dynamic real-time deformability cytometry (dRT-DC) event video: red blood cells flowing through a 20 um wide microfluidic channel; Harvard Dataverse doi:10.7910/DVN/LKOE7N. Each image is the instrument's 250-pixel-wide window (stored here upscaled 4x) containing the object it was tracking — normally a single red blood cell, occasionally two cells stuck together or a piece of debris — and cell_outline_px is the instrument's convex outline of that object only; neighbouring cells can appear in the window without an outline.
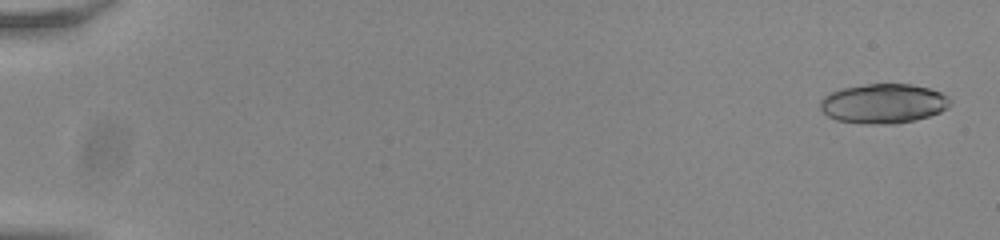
{"species": "common noctule bat (a hibernating species)", "species_latin": "Nyctalus noctula", "temperature_condition": "room temperature", "stored_images_in_passage": 23, "camera_frame_rate_fps": 3000, "um_per_image_px": 0.085, "animal": {"sex": "male", "body_mass_g": 20.0, "forearm_length_mm": 53.3}, "frame": {"image": 1, "passage_image": 2, "time_ms": 0.333, "image_size_px": [1000, 240], "cell_outline_px": [[952, 104], [948, 108], [940, 112], [928, 116], [896, 124], [864, 124], [836, 120], [828, 116], [820, 108], [820, 100], [824, 96], [832, 92], [844, 88], [868, 84], [912, 84], [928, 88], [940, 92], [948, 96], [952, 100]], "centroid_in_image_um": [75.11, 8.81], "position_along_channel_um": 9.9, "area_um2": 30.0}}